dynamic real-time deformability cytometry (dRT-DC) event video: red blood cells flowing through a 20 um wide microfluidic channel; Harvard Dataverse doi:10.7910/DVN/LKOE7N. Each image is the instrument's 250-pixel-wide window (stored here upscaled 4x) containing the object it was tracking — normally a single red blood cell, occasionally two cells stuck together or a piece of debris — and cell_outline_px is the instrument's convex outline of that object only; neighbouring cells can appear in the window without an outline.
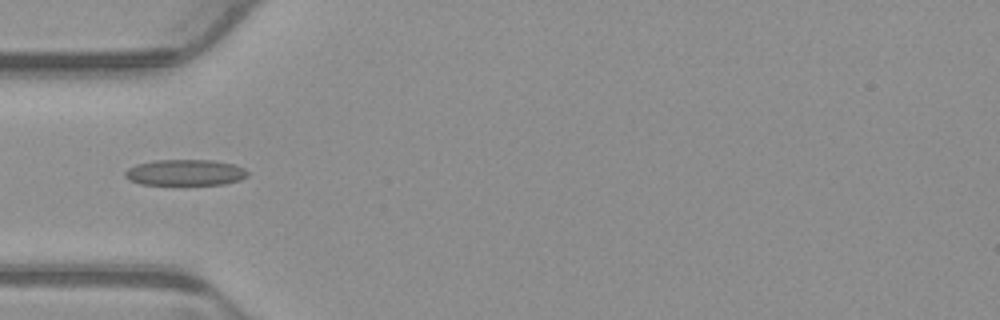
{"species": "common noctule bat (a hibernating species)", "species_latin": "Nyctalus noctula", "temperature_condition": "warm", "stored_images_in_passage": 5, "camera_frame_rate_fps": 3000, "um_per_image_px": 0.085, "animal": {"sex": "male", "body_mass_g": 23.1, "forearm_length_mm": 52.7}, "frame": {"image": 1, "passage_image": 5, "time_ms": 1.333, "image_size_px": [1000, 320], "cell_outline_px": [[248, 176], [240, 180], [224, 184], [140, 184], [128, 180], [124, 176], [124, 172], [128, 168], [136, 164], [156, 160], [212, 160], [236, 164], [244, 168], [248, 172]], "centroid_in_image_um": [15.75, 14.66], "position_along_channel_um": 69.3, "area_um2": 18.67}}